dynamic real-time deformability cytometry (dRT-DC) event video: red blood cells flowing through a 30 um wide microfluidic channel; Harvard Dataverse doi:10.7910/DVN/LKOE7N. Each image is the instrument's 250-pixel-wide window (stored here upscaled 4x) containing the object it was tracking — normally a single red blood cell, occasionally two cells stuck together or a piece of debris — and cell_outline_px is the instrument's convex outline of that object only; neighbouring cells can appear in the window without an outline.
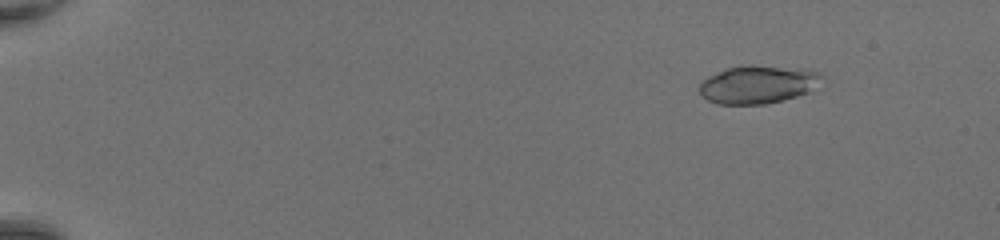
{"species": "common noctule bat (a hibernating species)", "species_latin": "Nyctalus noctula", "temperature_condition": "room temperature", "stored_images_in_passage": 49, "camera_frame_rate_fps": 3000, "um_per_image_px": 0.085, "animal": {"sex": "female", "body_mass_g": 20.0, "forearm_length_mm": 54.0}, "frame": {"image": 1, "passage_image": 7, "time_ms": 2.0, "image_size_px": [1000, 240], "cell_outline_px": [[824, 76], [808, 92], [796, 96], [768, 104], [716, 104], [708, 100], [700, 92], [700, 84], [708, 76], [728, 68], [740, 64], [752, 64], [800, 68], [820, 72]], "centroid_in_image_um": [64.42, 7.16], "position_along_channel_um": 20.6, "area_um2": 27.17}}
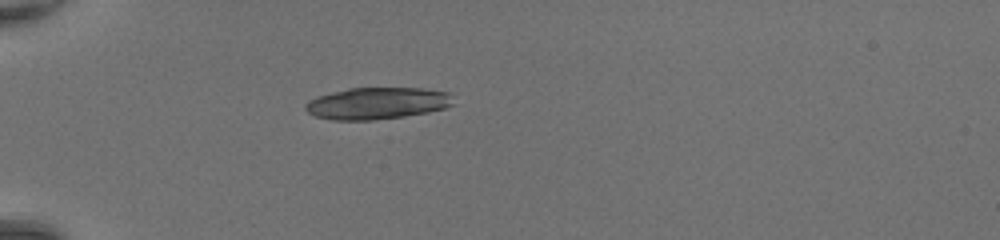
{"frame": {"image": 2, "passage_image": 17, "time_ms": 5.333, "image_size_px": [1000, 240], "cell_outline_px": [[456, 104], [444, 108], [428, 112], [404, 116], [372, 120], [332, 120], [316, 116], [308, 112], [304, 108], [304, 104], [308, 100], [316, 96], [348, 88], [424, 88], [452, 92]], "centroid_in_image_um": [32.1, 8.77], "position_along_channel_um": 52.9, "area_um2": 27.8}}
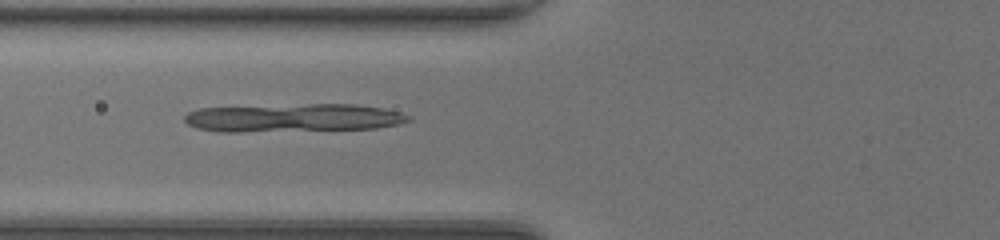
{"frame": {"image": 3, "passage_image": 22, "time_ms": 7.0, "image_size_px": [1000, 240], "cell_outline_px": [[412, 120], [400, 124], [376, 128], [240, 132], [220, 132], [196, 128], [188, 124], [184, 120], [184, 116], [188, 112], [200, 108], [308, 104], [356, 104], [384, 108], [400, 112], [412, 116]], "centroid_in_image_um": [24.97, 10.02], "position_along_channel_um": 100.8, "area_um2": 36.93}}